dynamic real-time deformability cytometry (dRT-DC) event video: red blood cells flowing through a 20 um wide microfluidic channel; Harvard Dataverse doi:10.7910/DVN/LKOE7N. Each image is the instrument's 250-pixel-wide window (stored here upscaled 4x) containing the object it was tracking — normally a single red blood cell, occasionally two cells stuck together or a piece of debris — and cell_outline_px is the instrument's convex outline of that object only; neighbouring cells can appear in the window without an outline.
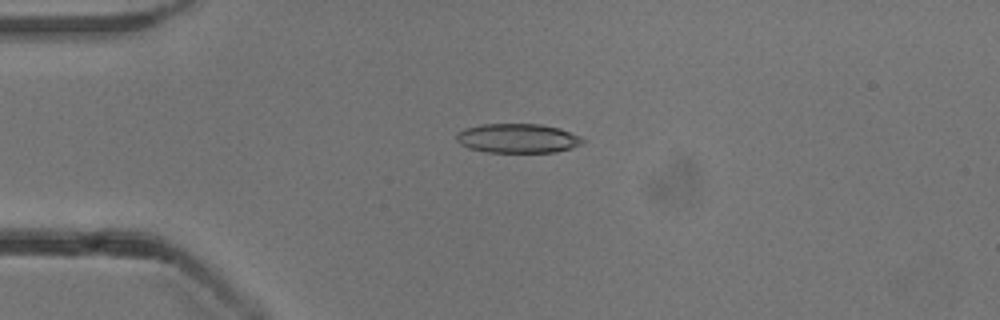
{"species": "common noctule bat (a hibernating species)", "species_latin": "Nyctalus noctula", "temperature_condition": "cold", "stored_images_in_passage": 34, "camera_frame_rate_fps": 3000, "um_per_image_px": 0.085, "animal": {"sex": "male", "body_mass_g": 13.3}, "frame": {"image": 1, "passage_image": 12, "time_ms": 3.667, "image_size_px": [1000, 320], "cell_outline_px": [[584, 144], [572, 148], [556, 152], [484, 152], [468, 148], [460, 144], [456, 140], [456, 136], [464, 128], [480, 124], [540, 124], [560, 128], [580, 136], [584, 140]], "centroid_in_image_um": [44.01, 11.76], "position_along_channel_um": 41.0, "area_um2": 21.73}}
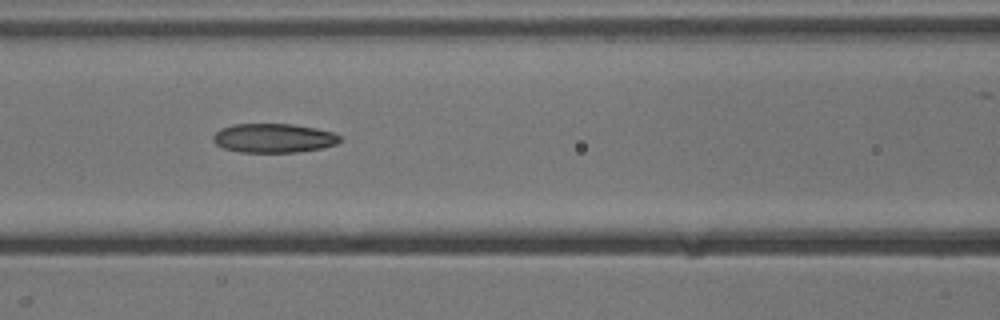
{"frame": {"image": 2, "passage_image": 22, "time_ms": 7.0, "image_size_px": [1000, 320], "cell_outline_px": [[344, 140], [336, 144], [324, 148], [296, 152], [240, 152], [224, 148], [216, 144], [212, 140], [212, 136], [220, 128], [232, 124], [292, 124], [316, 128], [332, 132], [340, 136]], "centroid_in_image_um": [23.27, 11.74], "position_along_channel_um": 143.3, "area_um2": 21.68}}
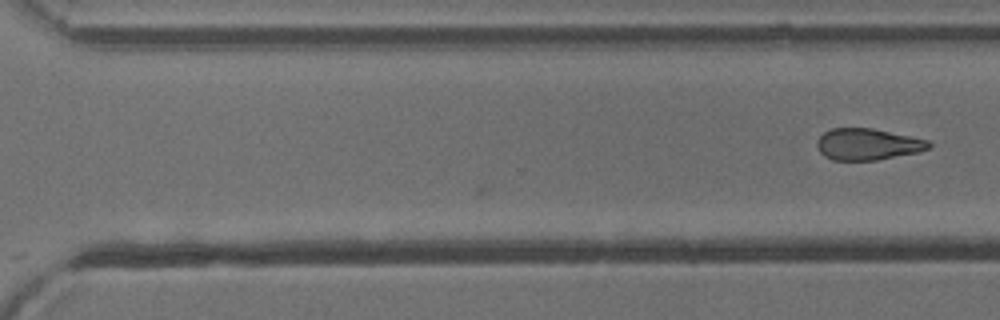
{"frame": {"image": 3, "passage_image": 34, "time_ms": 11.0, "image_size_px": [1000, 320], "cell_outline_px": [[932, 148], [916, 152], [876, 160], [832, 160], [824, 156], [820, 152], [816, 144], [816, 140], [824, 132], [832, 128], [872, 128], [928, 140], [932, 144]], "centroid_in_image_um": [73.73, 12.26], "position_along_channel_um": 296.9, "area_um2": 20.46}}